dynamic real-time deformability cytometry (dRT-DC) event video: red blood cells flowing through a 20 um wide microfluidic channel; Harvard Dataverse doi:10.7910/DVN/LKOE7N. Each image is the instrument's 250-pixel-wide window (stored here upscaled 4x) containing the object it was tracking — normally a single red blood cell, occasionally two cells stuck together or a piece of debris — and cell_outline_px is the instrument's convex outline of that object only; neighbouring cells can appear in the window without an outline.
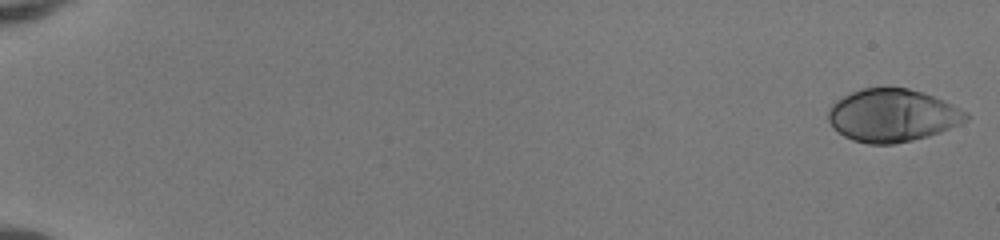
{"species": "human", "species_latin": "Homo sapiens", "temperature_condition": "room temperature", "stored_images_in_passage": 52, "camera_frame_rate_fps": 3000, "um_per_image_px": 0.085, "donor": {"sex": "female"}, "frame": {"image": 1, "passage_image": 1, "time_ms": 0.0, "image_size_px": [1000, 240], "cell_outline_px": [[968, 120], [960, 124], [940, 132], [928, 136], [912, 140], [892, 144], [868, 144], [852, 140], [844, 136], [832, 128], [828, 120], [828, 112], [832, 104], [836, 100], [852, 92], [864, 88], [908, 88], [924, 92], [944, 100], [968, 112]], "centroid_in_image_um": [75.86, 9.81], "position_along_channel_um": 9.1, "area_um2": 42.43}}
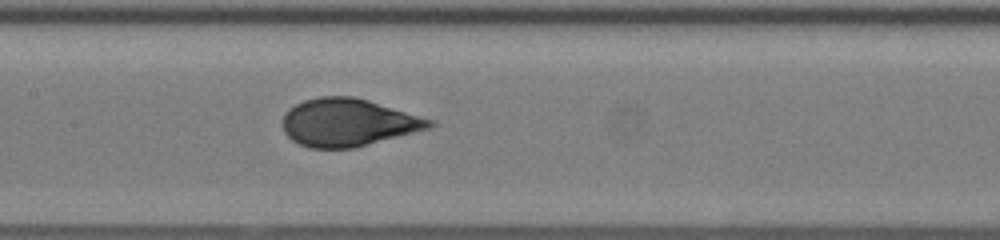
{"frame": {"image": 2, "passage_image": 28, "time_ms": 9.0, "image_size_px": [1000, 240], "cell_outline_px": [[436, 124], [432, 128], [352, 148], [308, 148], [292, 140], [284, 132], [284, 116], [288, 108], [304, 100], [320, 96], [352, 96], [368, 100], [436, 120]], "centroid_in_image_um": [29.62, 10.4], "position_along_channel_um": 177.8, "area_um2": 40.81}}
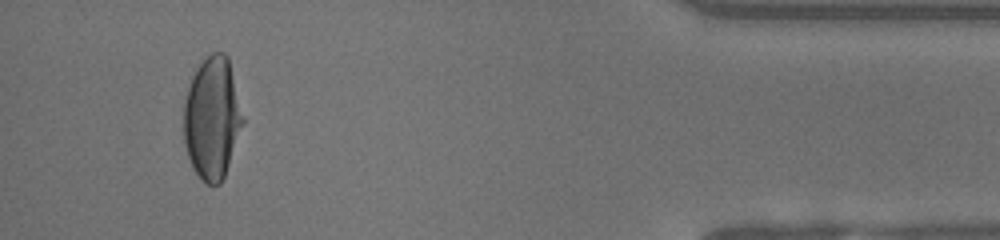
{"frame": {"image": 3, "passage_image": 49, "time_ms": 16.0, "image_size_px": [1000, 240], "cell_outline_px": [[244, 124], [224, 176], [220, 184], [208, 184], [200, 180], [192, 168], [184, 144], [184, 100], [192, 76], [196, 68], [212, 52], [224, 52], [228, 56], [244, 120]], "centroid_in_image_um": [18.03, 10.06], "position_along_channel_um": 417.2, "area_um2": 42.08}, "authors_computed_cell_mechanics": {"area_um2": 40.9224, "velocity_mm_per_s": 4.1258, "shape_relaxation_time_tau1_ms": 4.2098, "shape_relaxation_time_tau2_ms": null, "deformation_change_tau1": 0.2293, "deformation_change_tau2": null}}